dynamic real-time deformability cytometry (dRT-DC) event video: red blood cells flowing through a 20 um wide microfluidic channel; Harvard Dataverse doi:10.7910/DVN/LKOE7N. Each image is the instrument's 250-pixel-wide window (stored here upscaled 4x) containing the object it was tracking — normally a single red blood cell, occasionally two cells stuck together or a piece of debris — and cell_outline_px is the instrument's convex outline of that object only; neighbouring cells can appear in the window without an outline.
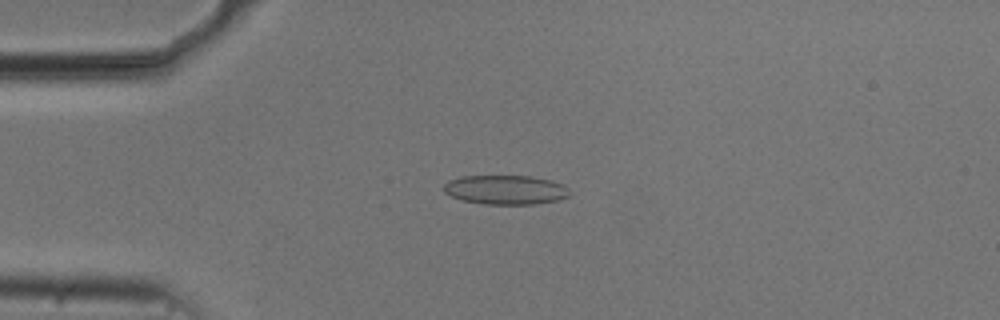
{"species": "common noctule bat (a hibernating species)", "species_latin": "Nyctalus noctula", "temperature_condition": "cold", "stored_images_in_passage": 54, "camera_frame_rate_fps": 3000, "um_per_image_px": 0.085, "animal": {"sex": "male", "body_mass_g": 20.5, "forearm_length_mm": 52.5}, "frame": {"image": 1, "passage_image": 13, "time_ms": 4.0, "image_size_px": [1000, 320], "cell_outline_px": [[568, 196], [556, 200], [532, 204], [484, 204], [464, 200], [452, 196], [444, 192], [444, 184], [448, 180], [460, 176], [532, 176], [552, 180], [564, 184], [568, 188]], "centroid_in_image_um": [42.97, 16.12], "position_along_channel_um": 42.0, "area_um2": 21.39}}
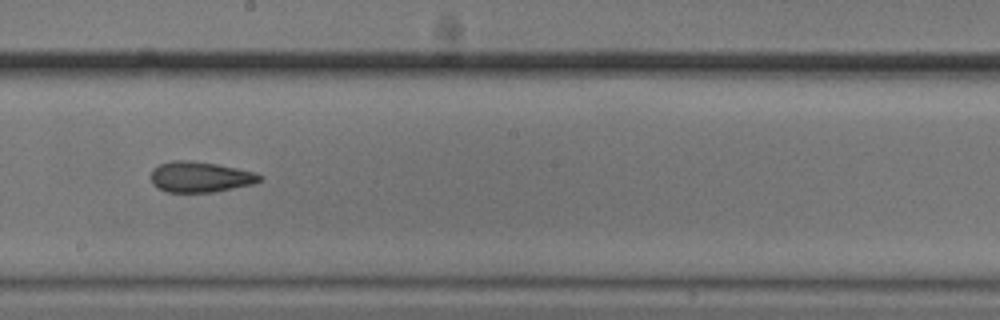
{"frame": {"image": 2, "passage_image": 30, "time_ms": 9.667, "image_size_px": [1000, 320], "cell_outline_px": [[264, 176], [260, 180], [252, 184], [216, 192], [168, 192], [152, 184], [152, 168], [160, 164], [172, 160], [188, 160], [216, 164], [256, 172]], "centroid_in_image_um": [17.03, 15.04], "position_along_channel_um": 231.2, "area_um2": 19.36}}
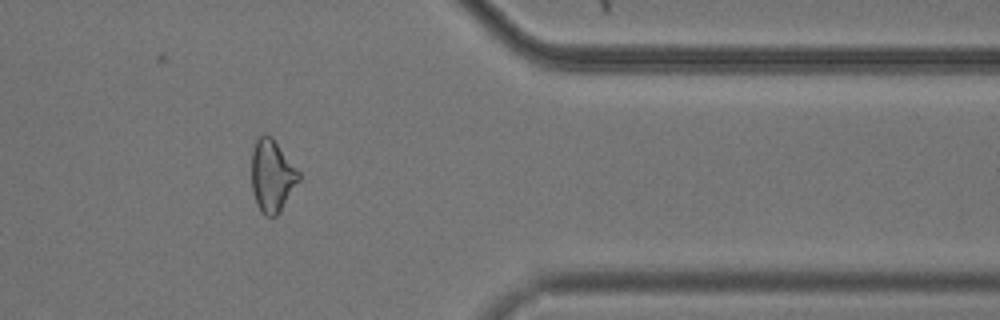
{"frame": {"image": 3, "passage_image": 44, "time_ms": 14.333, "image_size_px": [1000, 320], "cell_outline_px": [[300, 180], [280, 212], [276, 216], [264, 216], [256, 204], [252, 192], [252, 152], [256, 140], [260, 136], [272, 136], [300, 172]], "centroid_in_image_um": [23.13, 14.97], "position_along_channel_um": 388.3, "area_um2": 19.94}, "authors_computed_cell_mechanics": {"area_um2": 20.6635, "velocity_mm_per_s": 3.727, "shape_relaxation_time_tau1_ms": null, "shape_relaxation_time_tau2_ms": 3.435, "deformation_change_tau1": null, "deformation_change_tau2": 0.1024}}